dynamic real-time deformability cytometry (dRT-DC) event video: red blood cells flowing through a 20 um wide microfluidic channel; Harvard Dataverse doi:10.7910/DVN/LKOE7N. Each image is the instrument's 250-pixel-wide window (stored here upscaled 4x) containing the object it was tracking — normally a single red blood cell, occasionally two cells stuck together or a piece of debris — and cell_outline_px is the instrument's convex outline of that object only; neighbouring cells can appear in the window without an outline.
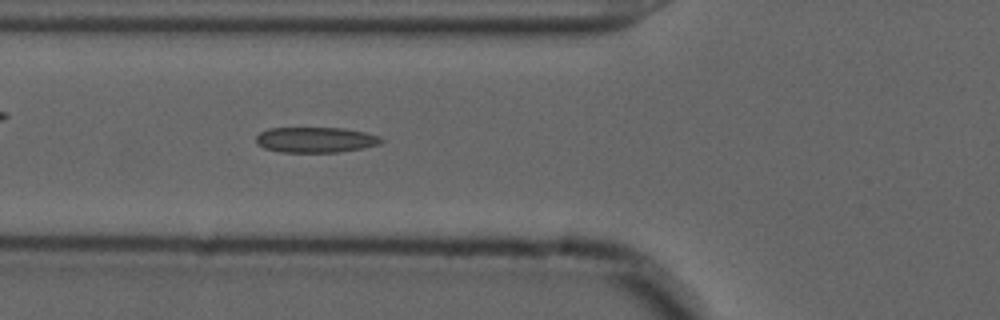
{"species": "common noctule bat (a hibernating species)", "species_latin": "Nyctalus noctula", "temperature_condition": "cold", "stored_images_in_passage": 53, "camera_frame_rate_fps": 3000, "um_per_image_px": 0.085, "animal": {"sex": "male", "forearm_length_mm": 52.5}, "frame": {"image": 1, "passage_image": 19, "time_ms": 6.0, "image_size_px": [1000, 320], "cell_outline_px": [[384, 140], [380, 144], [360, 148], [336, 152], [280, 152], [264, 148], [256, 144], [256, 136], [260, 132], [268, 128], [344, 128], [364, 132], [380, 136]], "centroid_in_image_um": [26.79, 11.88], "position_along_channel_um": 99.0, "area_um2": 18.55}}
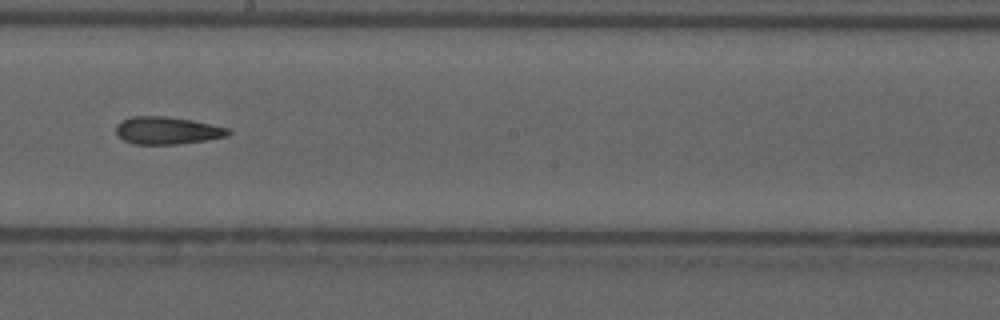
{"frame": {"image": 2, "passage_image": 30, "time_ms": 9.667, "image_size_px": [1000, 320], "cell_outline_px": [[232, 132], [228, 136], [204, 140], [176, 144], [132, 144], [124, 140], [116, 132], [116, 124], [132, 116], [164, 116], [192, 120], [212, 124], [228, 128]], "centroid_in_image_um": [14.22, 11.09], "position_along_channel_um": 234.0, "area_um2": 17.86}}
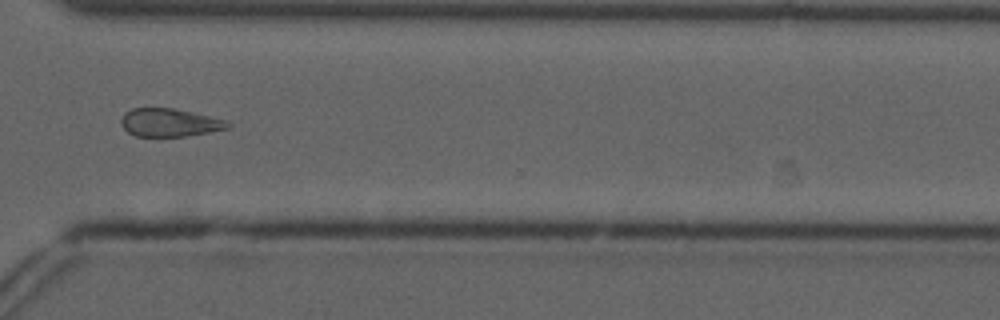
{"frame": {"image": 3, "passage_image": 40, "time_ms": 13.0, "image_size_px": [1000, 320], "cell_outline_px": [[232, 124], [228, 128], [188, 136], [136, 136], [128, 132], [120, 124], [120, 120], [124, 112], [132, 108], [172, 108], [228, 120]], "centroid_in_image_um": [14.4, 10.41], "position_along_channel_um": 356.2, "area_um2": 17.46}, "authors_computed_cell_mechanics": {"area_um2": 19.3052, "velocity_mm_per_s": 3.6675, "shape_relaxation_time_tau1_ms": null, "shape_relaxation_time_tau2_ms": 5.0747, "deformation_change_tau1": null, "deformation_change_tau2": 0.1242}}